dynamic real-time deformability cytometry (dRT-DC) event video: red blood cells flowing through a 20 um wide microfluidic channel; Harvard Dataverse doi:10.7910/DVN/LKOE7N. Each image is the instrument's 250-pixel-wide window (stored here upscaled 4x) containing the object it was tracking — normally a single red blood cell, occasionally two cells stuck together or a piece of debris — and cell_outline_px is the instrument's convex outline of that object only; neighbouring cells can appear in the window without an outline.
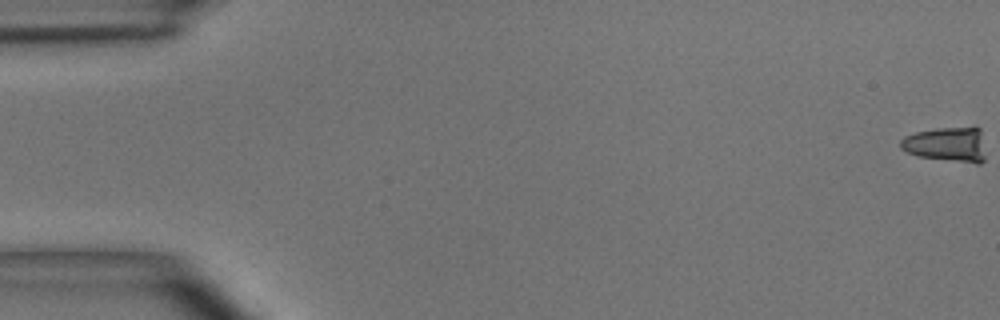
{"species": "common noctule bat (a hibernating species)", "species_latin": "Nyctalus noctula", "temperature_condition": "room temperature", "stored_images_in_passage": 51, "camera_frame_rate_fps": 3000, "um_per_image_px": 0.085, "animal": {"sex": "male", "body_mass_g": 15.6}, "frame": {"image": 1, "passage_image": 1, "time_ms": 0.0, "image_size_px": [1000, 320], "cell_outline_px": [[984, 160], [980, 164], [976, 164], [920, 156], [908, 152], [900, 148], [900, 140], [904, 136], [916, 132], [936, 128], [976, 124], [980, 128], [984, 156]], "centroid_in_image_um": [80.51, 12.23], "position_along_channel_um": 4.5, "area_um2": 17.63}}
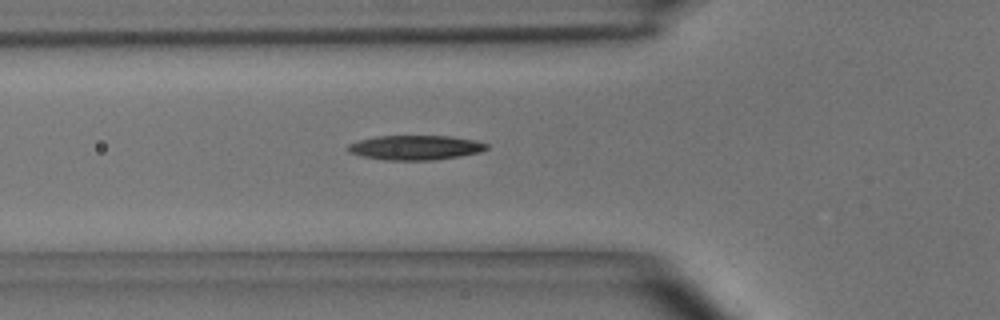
{"frame": {"image": 2, "passage_image": 19, "time_ms": 6.0, "image_size_px": [1000, 320], "cell_outline_px": [[488, 148], [480, 152], [460, 156], [432, 160], [384, 160], [360, 156], [348, 152], [348, 144], [360, 140], [376, 136], [452, 136], [476, 140], [488, 144]], "centroid_in_image_um": [35.31, 12.54], "position_along_channel_um": 90.5, "area_um2": 19.94}}
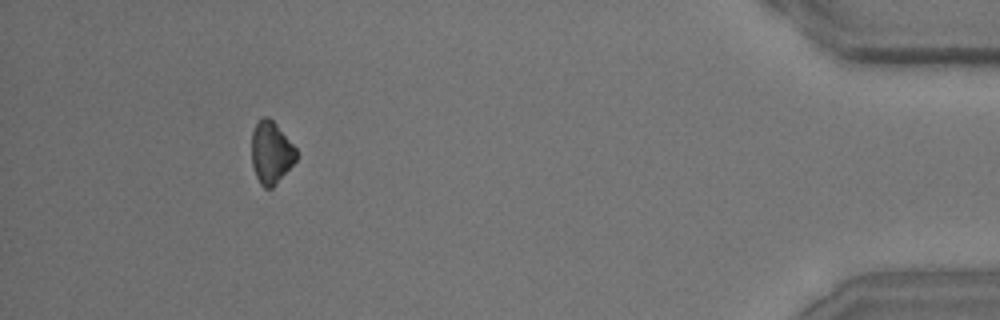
{"frame": {"image": 3, "passage_image": 47, "time_ms": 15.333, "image_size_px": [1000, 320], "cell_outline_px": [[296, 160], [276, 184], [272, 188], [264, 188], [260, 184], [256, 176], [252, 164], [252, 132], [256, 124], [264, 116], [268, 116], [276, 124], [296, 148]], "centroid_in_image_um": [23.03, 12.98], "position_along_channel_um": 412.2, "area_um2": 16.01}, "authors_computed_cell_mechanics": {"area_um2": 18.3226, "velocity_mm_per_s": 4.0809, "shape_relaxation_time_tau1_ms": 1.9704, "shape_relaxation_time_tau2_ms": null, "deformation_change_tau1": 0.1022, "deformation_change_tau2": null}}